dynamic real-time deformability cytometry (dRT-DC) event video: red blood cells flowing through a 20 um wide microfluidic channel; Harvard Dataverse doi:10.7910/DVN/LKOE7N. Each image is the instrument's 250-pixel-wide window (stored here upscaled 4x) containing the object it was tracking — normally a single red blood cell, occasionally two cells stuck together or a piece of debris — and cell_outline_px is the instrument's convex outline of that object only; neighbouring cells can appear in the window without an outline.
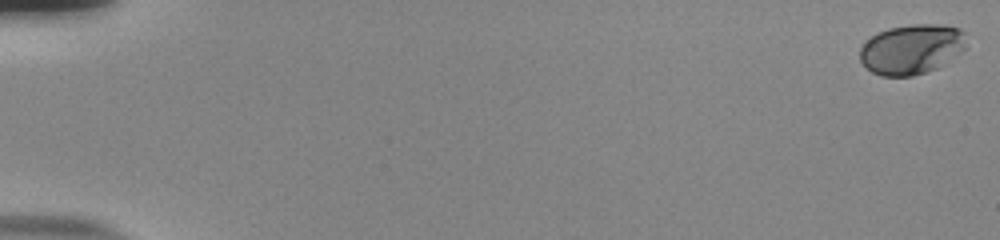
{"species": "human", "species_latin": "Homo sapiens", "temperature_condition": "room temperature", "stored_images_in_passage": 55, "camera_frame_rate_fps": 3000, "um_per_image_px": 0.085, "donor": {"sex": "male"}, "frame": {"image": 1, "passage_image": 1, "time_ms": 0.0, "image_size_px": [1000, 240], "cell_outline_px": [[968, 48], [944, 64], [936, 68], [912, 76], [880, 76], [872, 72], [860, 60], [860, 48], [872, 36], [888, 28], [912, 24], [944, 24], [960, 28], [964, 32], [968, 44]], "centroid_in_image_um": [77.55, 4.17], "position_along_channel_um": 7.5, "area_um2": 31.21}}
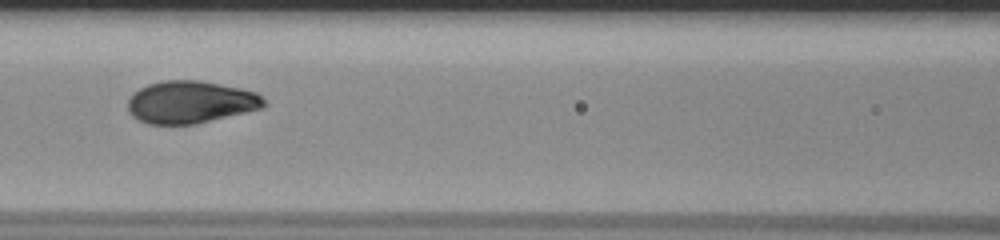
{"frame": {"image": 2, "passage_image": 27, "time_ms": 8.667, "image_size_px": [1000, 240], "cell_outline_px": [[268, 104], [264, 108], [196, 124], [148, 124], [132, 116], [128, 112], [128, 100], [140, 88], [148, 84], [164, 80], [200, 80], [240, 88], [256, 92]], "centroid_in_image_um": [16.22, 8.68], "position_along_channel_um": 150.4, "area_um2": 33.64}}
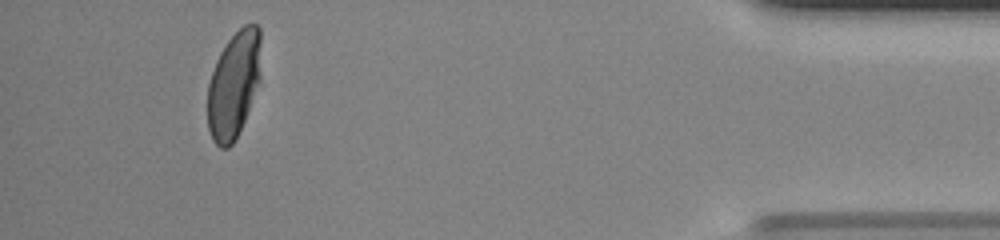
{"frame": {"image": 3, "passage_image": 52, "time_ms": 17.0, "image_size_px": [1000, 240], "cell_outline_px": [[260, 80], [244, 120], [232, 144], [228, 148], [220, 148], [212, 140], [208, 128], [208, 84], [216, 60], [220, 52], [228, 40], [244, 24], [256, 24], [260, 28]], "centroid_in_image_um": [19.86, 7.19], "position_along_channel_um": 415.3, "area_um2": 33.0}, "authors_computed_cell_mechanics": {"area_um2": 33.524, "velocity_mm_per_s": 3.8296, "shape_relaxation_time_tau1_ms": 3.9841, "shape_relaxation_time_tau2_ms": null, "deformation_change_tau1": 0.1734, "deformation_change_tau2": null}}